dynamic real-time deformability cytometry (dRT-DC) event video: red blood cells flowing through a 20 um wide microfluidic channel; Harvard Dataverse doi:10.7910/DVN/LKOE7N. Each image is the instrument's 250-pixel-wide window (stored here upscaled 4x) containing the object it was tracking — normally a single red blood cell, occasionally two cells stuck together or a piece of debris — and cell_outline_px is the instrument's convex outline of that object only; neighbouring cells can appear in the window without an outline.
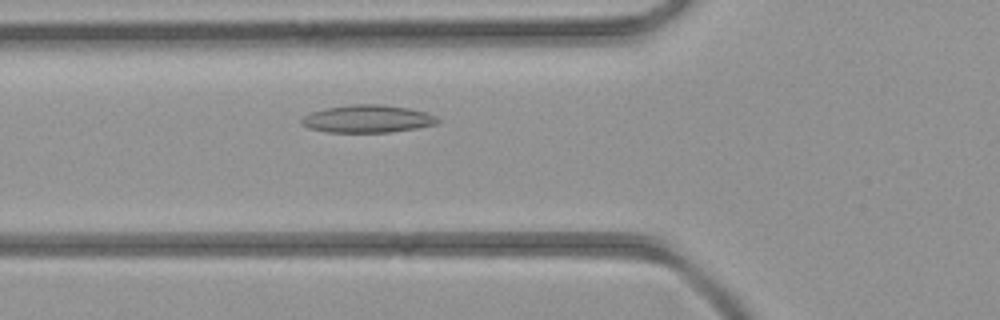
{"species": "common noctule bat (a hibernating species)", "species_latin": "Nyctalus noctula", "temperature_condition": "room temperature", "stored_images_in_passage": 2, "camera_frame_rate_fps": 3000, "um_per_image_px": 0.085, "animal": {"sex": "female", "body_mass_g": 21.9}, "frame": {"image": 1, "passage_image": 2, "time_ms": 1.333, "image_size_px": [1000, 320], "cell_outline_px": [[440, 120], [436, 124], [416, 128], [388, 132], [328, 132], [308, 128], [300, 124], [300, 120], [304, 116], [312, 112], [324, 108], [348, 104], [380, 104], [408, 108], [424, 112], [436, 116]], "centroid_in_image_um": [31.2, 10.09], "position_along_channel_um": 94.6, "area_um2": 21.91}}